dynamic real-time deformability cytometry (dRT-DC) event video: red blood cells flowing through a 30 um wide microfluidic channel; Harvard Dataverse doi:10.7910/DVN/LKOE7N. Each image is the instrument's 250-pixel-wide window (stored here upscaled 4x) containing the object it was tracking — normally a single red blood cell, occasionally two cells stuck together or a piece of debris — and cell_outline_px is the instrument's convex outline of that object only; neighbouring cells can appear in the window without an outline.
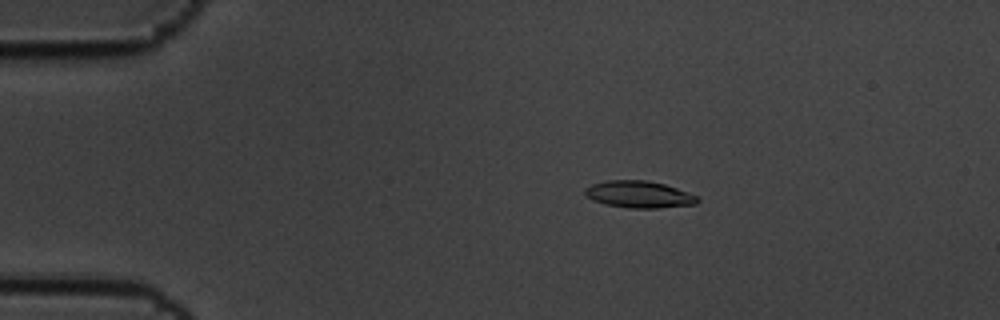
{"species": "common noctule bat (a hibernating species)", "species_latin": "Nyctalus noctula", "temperature_condition": "cold", "stored_images_in_passage": 5, "camera_frame_rate_fps": 3000, "um_per_image_px": 0.085, "animal": {"sex": "male", "body_mass_g": 19.5, "forearm_length_mm": 54.6}, "frame": {"image": 1, "passage_image": 3, "time_ms": 0.667, "image_size_px": [1000, 320], "cell_outline_px": [[700, 200], [696, 204], [656, 208], [628, 208], [604, 204], [592, 200], [584, 192], [584, 188], [592, 184], [608, 180], [644, 180], [664, 184], [676, 188], [696, 196]], "centroid_in_image_um": [54.28, 16.53], "position_along_channel_um": 30.7, "area_um2": 17.51}}